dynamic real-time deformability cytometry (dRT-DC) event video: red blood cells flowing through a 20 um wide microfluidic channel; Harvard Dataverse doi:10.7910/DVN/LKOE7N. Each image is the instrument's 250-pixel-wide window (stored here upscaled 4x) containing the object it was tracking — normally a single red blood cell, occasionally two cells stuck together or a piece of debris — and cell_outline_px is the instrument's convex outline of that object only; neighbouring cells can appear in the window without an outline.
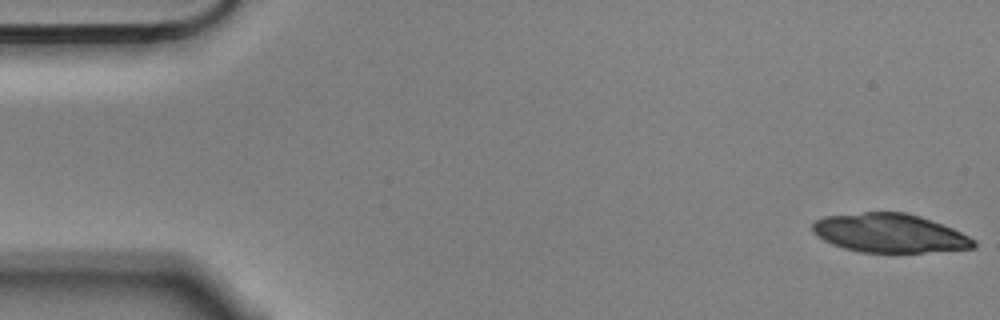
{"species": "Egyptian fruit bat (a non-hibernating species)", "species_latin": "Rousettus aegyptiacus", "temperature_condition": "cold", "stored_images_in_passage": 6, "camera_frame_rate_fps": 3000, "um_per_image_px": 0.085, "animal": {"sex": "male"}, "frame": {"image": 1, "passage_image": 1, "time_ms": 0.0, "image_size_px": [1000, 320], "cell_outline_px": [[976, 248], [924, 252], [860, 252], [844, 248], [832, 244], [824, 240], [812, 228], [812, 224], [816, 220], [824, 216], [864, 212], [904, 212], [920, 216], [944, 224], [976, 240]], "centroid_in_image_um": [75.65, 19.81], "position_along_channel_um": 9.3, "area_um2": 36.3}}
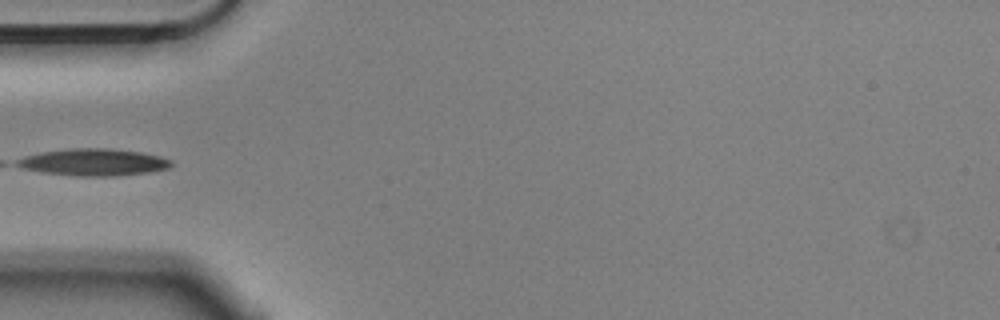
{"frame": {"image": 2, "passage_image": 6, "time_ms": 1.667, "image_size_px": [1000, 320], "cell_outline_px": [[172, 164], [168, 168], [148, 172], [116, 176], [76, 176], [40, 172], [20, 168], [12, 164], [16, 160], [24, 156], [40, 152], [68, 148], [104, 148], [140, 152], [160, 156], [172, 160]], "centroid_in_image_um": [7.88, 13.79], "position_along_channel_um": 77.1, "area_um2": 24.45}}